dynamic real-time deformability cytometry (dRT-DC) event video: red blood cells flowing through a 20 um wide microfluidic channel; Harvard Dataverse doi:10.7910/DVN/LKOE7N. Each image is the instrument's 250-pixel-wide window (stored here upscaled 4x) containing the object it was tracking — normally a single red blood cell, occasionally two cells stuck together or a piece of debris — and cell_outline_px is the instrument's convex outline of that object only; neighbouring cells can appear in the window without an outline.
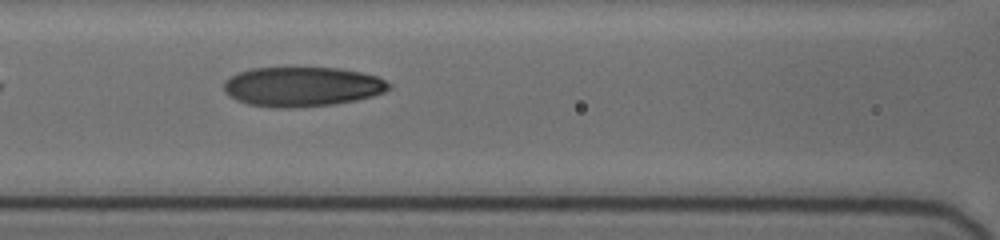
{"species": "human", "species_latin": "Homo sapiens", "temperature_condition": "cold", "stored_images_in_passage": 9, "camera_frame_rate_fps": 3000, "um_per_image_px": 0.085, "donor": {"sex": "female"}, "frame": {"image": 1, "passage_image": 8, "time_ms": 7.333, "image_size_px": [1000, 240], "cell_outline_px": [[392, 88], [384, 92], [372, 96], [356, 100], [332, 104], [288, 108], [276, 108], [248, 104], [236, 100], [228, 96], [224, 92], [224, 80], [240, 72], [252, 68], [340, 68], [360, 72], [376, 76], [392, 84]], "centroid_in_image_um": [25.68, 7.37], "position_along_channel_um": 140.9, "area_um2": 38.09}}